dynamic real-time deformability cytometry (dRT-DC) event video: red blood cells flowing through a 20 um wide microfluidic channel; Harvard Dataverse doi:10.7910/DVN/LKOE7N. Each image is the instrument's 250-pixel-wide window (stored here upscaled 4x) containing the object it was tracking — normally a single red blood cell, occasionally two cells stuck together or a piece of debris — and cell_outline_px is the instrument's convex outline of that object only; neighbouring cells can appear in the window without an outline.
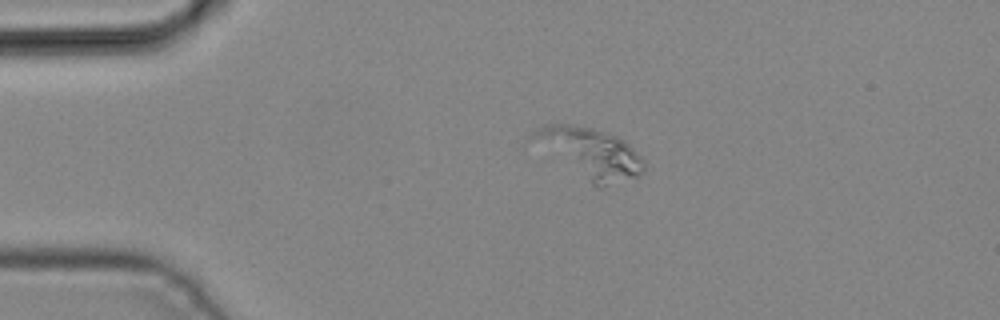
{"species": "common noctule bat (a hibernating species)", "species_latin": "Nyctalus noctula", "temperature_condition": "cold", "stored_images_in_passage": 3, "camera_frame_rate_fps": 3000, "um_per_image_px": 0.085, "animal": {"sex": "male", "body_mass_g": 19.2, "forearm_length_mm": 51.8}, "frame": {"image": 1, "passage_image": 2, "time_ms": 0.333, "image_size_px": [1000, 320], "cell_outline_px": [[644, 172], [636, 176], [600, 188], [592, 184], [528, 136], [536, 128], [544, 124], [568, 124], [592, 128], [616, 136], [624, 140], [644, 160]], "centroid_in_image_um": [50.19, 12.98], "position_along_channel_um": 34.8, "area_um2": 31.33}}